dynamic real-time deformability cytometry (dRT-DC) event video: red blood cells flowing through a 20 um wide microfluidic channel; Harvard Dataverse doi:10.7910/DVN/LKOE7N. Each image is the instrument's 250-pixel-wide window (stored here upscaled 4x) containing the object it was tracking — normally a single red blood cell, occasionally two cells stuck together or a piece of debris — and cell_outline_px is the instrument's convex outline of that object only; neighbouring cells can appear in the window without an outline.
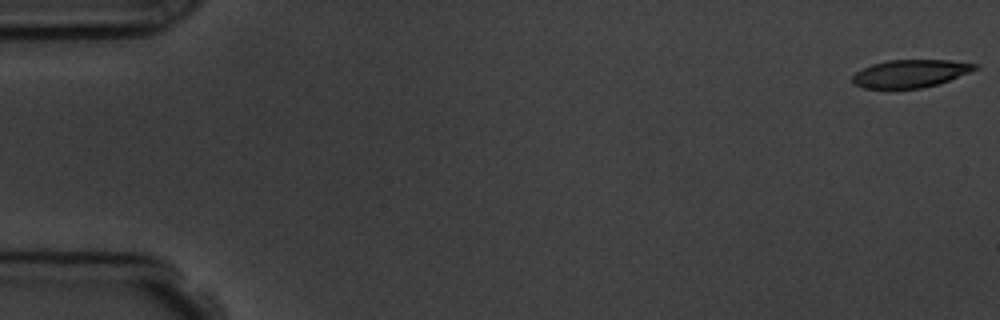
{"species": "common noctule bat (a hibernating species)", "species_latin": "Nyctalus noctula", "temperature_condition": "room temperature", "stored_images_in_passage": 6, "camera_frame_rate_fps": 3000, "um_per_image_px": 0.085, "animal": {"sex": "male", "body_mass_g": 19.5, "forearm_length_mm": 54.6}, "frame": {"image": 1, "passage_image": 1, "time_ms": 0.0, "image_size_px": [1000, 320], "cell_outline_px": [[980, 68], [948, 80], [936, 84], [920, 88], [892, 92], [864, 88], [852, 84], [852, 76], [856, 72], [872, 64], [888, 60], [948, 60], [980, 64]], "centroid_in_image_um": [77.32, 6.29], "position_along_channel_um": 7.7, "area_um2": 20.52}}
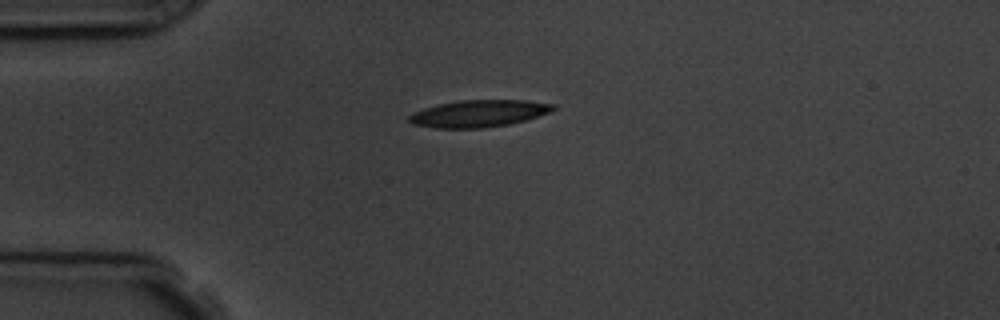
{"frame": {"image": 2, "passage_image": 5, "time_ms": 4.333, "image_size_px": [1000, 320], "cell_outline_px": [[556, 108], [548, 112], [524, 120], [508, 124], [484, 128], [436, 128], [412, 124], [408, 120], [408, 116], [412, 112], [424, 108], [440, 104], [460, 100], [524, 100], [556, 104]], "centroid_in_image_um": [40.66, 9.64], "position_along_channel_um": 44.3, "area_um2": 22.54}}